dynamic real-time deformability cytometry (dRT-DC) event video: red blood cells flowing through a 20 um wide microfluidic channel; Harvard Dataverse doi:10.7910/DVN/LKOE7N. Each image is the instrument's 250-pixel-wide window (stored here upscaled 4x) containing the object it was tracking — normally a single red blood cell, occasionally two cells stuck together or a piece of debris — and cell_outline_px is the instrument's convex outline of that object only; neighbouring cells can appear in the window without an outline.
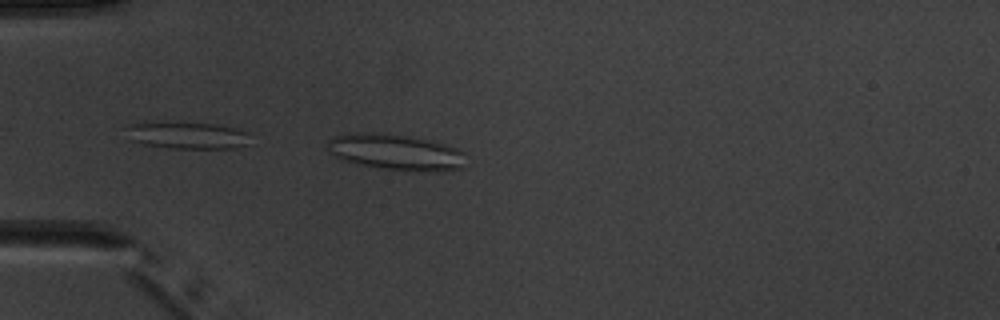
{"species": "common noctule bat (a hibernating species)", "species_latin": "Nyctalus noctula", "temperature_condition": "warm", "stored_images_in_passage": 2, "camera_frame_rate_fps": 3000, "um_per_image_px": 0.085, "animal": {"sex": "male", "body_mass_g": 20.1, "forearm_length_mm": 53.5}, "frame": {"image": 1, "passage_image": 2, "time_ms": 2.0, "image_size_px": [1000, 320], "cell_outline_px": [[464, 152], [460, 168], [440, 172], [384, 168], [360, 164], [340, 160], [328, 148], [328, 140], [332, 136], [352, 132], [380, 132], [432, 140], [456, 148]], "centroid_in_image_um": [33.59, 12.9], "position_along_channel_um": 51.4, "area_um2": 28.73}}